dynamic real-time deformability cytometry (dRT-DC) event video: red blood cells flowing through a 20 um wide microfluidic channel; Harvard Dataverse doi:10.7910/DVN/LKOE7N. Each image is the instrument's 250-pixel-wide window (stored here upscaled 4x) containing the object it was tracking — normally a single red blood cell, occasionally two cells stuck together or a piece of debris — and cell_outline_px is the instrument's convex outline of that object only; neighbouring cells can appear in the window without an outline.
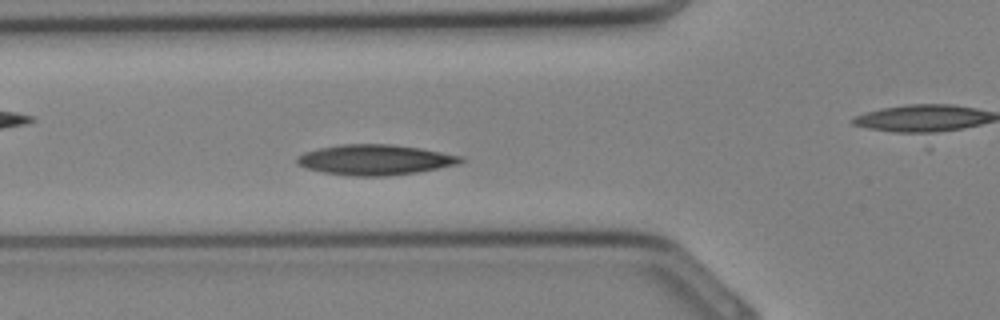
{"species": "Egyptian fruit bat (a non-hibernating species)", "species_latin": "Rousettus aegyptiacus", "temperature_condition": "cold", "stored_images_in_passage": 27, "camera_frame_rate_fps": 3000, "um_per_image_px": 0.085, "animal": {"sex": "female"}, "frame": {"image": 1, "passage_image": 5, "time_ms": 1.333, "image_size_px": [1000, 320], "cell_outline_px": [[464, 160], [460, 164], [416, 172], [388, 176], [352, 176], [324, 172], [304, 168], [296, 164], [296, 156], [304, 152], [320, 148], [340, 144], [392, 144], [420, 148], [464, 156]], "centroid_in_image_um": [31.87, 13.58], "position_along_channel_um": 93.9, "area_um2": 29.13}}